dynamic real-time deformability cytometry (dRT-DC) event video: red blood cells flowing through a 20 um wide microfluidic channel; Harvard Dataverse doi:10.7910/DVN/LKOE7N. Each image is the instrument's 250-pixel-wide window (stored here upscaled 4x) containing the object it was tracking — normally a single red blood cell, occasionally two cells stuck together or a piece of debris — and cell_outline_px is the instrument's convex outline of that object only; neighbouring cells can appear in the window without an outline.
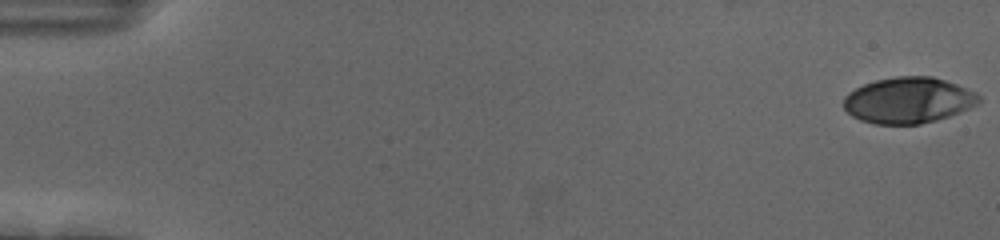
{"species": "human", "species_latin": "Homo sapiens", "temperature_condition": "cold", "stored_images_in_passage": 56, "camera_frame_rate_fps": 3000, "um_per_image_px": 0.085, "donor": {"sex": "female"}, "frame": {"image": 1, "passage_image": 1, "time_ms": 0.0, "image_size_px": [1000, 240], "cell_outline_px": [[980, 100], [976, 104], [960, 112], [936, 120], [920, 124], [876, 124], [860, 120], [852, 116], [844, 108], [844, 96], [848, 92], [864, 84], [876, 80], [896, 76], [932, 76], [956, 84], [976, 92], [980, 96]], "centroid_in_image_um": [77.19, 8.52], "position_along_channel_um": 7.8, "area_um2": 36.13}}
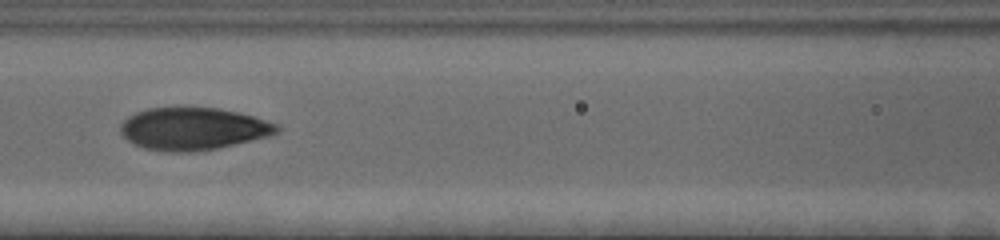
{"frame": {"image": 2, "passage_image": 26, "time_ms": 8.333, "image_size_px": [1000, 240], "cell_outline_px": [[280, 132], [268, 136], [216, 148], [188, 152], [164, 152], [144, 148], [128, 140], [120, 132], [120, 124], [128, 116], [136, 112], [148, 108], [220, 108], [252, 116], [276, 124], [280, 128]], "centroid_in_image_um": [16.38, 10.95], "position_along_channel_um": 150.2, "area_um2": 38.26}}
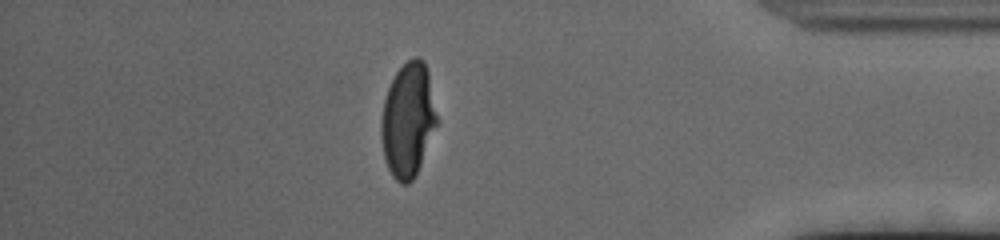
{"frame": {"image": 3, "passage_image": 49, "time_ms": 16.0, "image_size_px": [1000, 240], "cell_outline_px": [[440, 120], [420, 164], [412, 180], [408, 184], [400, 184], [392, 176], [388, 168], [384, 156], [380, 136], [380, 124], [384, 100], [388, 88], [396, 72], [412, 56], [420, 56], [424, 60], [428, 72]], "centroid_in_image_um": [34.7, 10.17], "position_along_channel_um": 400.5, "area_um2": 37.51}, "authors_computed_cell_mechanics": {"area_um2": 37.9168, "velocity_mm_per_s": 3.6805, "shape_relaxation_time_tau1_ms": 4.1732, "shape_relaxation_time_tau2_ms": 0.9309, "deformation_change_tau1": 0.1995, "deformation_change_tau2": 0.0601}}